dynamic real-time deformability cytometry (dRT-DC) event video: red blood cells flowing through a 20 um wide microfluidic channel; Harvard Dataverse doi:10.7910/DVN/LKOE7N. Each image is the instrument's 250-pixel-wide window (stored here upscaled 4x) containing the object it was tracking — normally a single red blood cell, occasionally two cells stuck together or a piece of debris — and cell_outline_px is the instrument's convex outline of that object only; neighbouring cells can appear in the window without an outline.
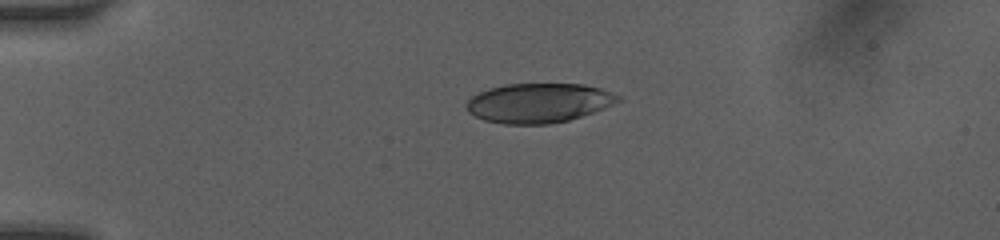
{"species": "human", "species_latin": "Homo sapiens", "temperature_condition": "room temperature", "stored_images_in_passage": 10, "camera_frame_rate_fps": 3000, "um_per_image_px": 0.085, "donor": {"sex": "female"}, "frame": {"image": 1, "passage_image": 1, "time_ms": 0.0, "image_size_px": [1000, 240], "cell_outline_px": [[620, 100], [612, 104], [592, 112], [568, 120], [552, 124], [504, 124], [484, 120], [468, 112], [464, 104], [472, 96], [488, 88], [504, 84], [584, 84], [600, 88], [620, 96]], "centroid_in_image_um": [45.73, 8.75], "position_along_channel_um": 39.3, "area_um2": 34.74}}